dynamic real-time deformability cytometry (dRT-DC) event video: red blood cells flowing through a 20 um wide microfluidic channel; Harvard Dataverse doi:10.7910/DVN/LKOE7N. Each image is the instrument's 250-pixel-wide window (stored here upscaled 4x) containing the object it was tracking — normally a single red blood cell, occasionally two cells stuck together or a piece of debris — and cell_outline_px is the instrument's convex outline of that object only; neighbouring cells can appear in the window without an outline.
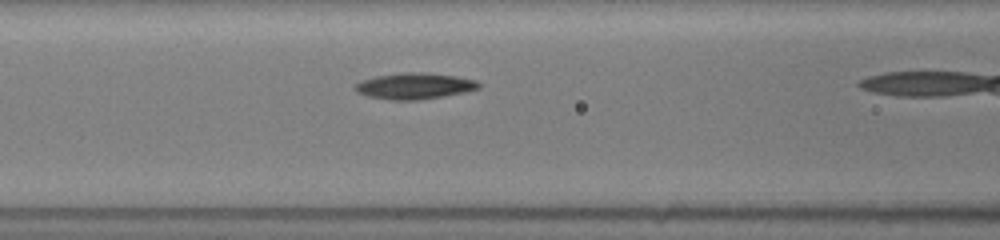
{"species": "common noctule bat (a hibernating species)", "species_latin": "Nyctalus noctula", "temperature_condition": "room temperature", "stored_images_in_passage": 13, "camera_frame_rate_fps": 3000, "um_per_image_px": 0.085, "animal": {"sex": "female", "body_mass_g": 19.5, "forearm_length_mm": 54.1}, "frame": {"image": 1, "passage_image": 4, "time_ms": 2.0, "image_size_px": [1000, 240], "cell_outline_px": [[480, 88], [464, 92], [444, 96], [420, 100], [388, 100], [368, 96], [356, 92], [352, 88], [360, 80], [376, 76], [404, 72], [420, 72], [456, 76], [476, 80], [480, 84]], "centroid_in_image_um": [35.2, 7.31], "position_along_channel_um": 131.4, "area_um2": 18.96}}
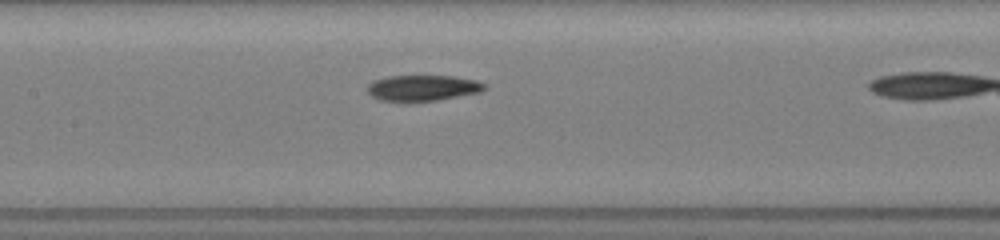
{"frame": {"image": 2, "passage_image": 6, "time_ms": 3.0, "image_size_px": [1000, 240], "cell_outline_px": [[488, 88], [480, 92], [436, 100], [408, 104], [404, 104], [380, 100], [372, 96], [368, 92], [368, 84], [372, 80], [388, 76], [456, 76], [476, 80], [488, 84]], "centroid_in_image_um": [35.91, 7.5], "position_along_channel_um": 171.5, "area_um2": 18.32}}